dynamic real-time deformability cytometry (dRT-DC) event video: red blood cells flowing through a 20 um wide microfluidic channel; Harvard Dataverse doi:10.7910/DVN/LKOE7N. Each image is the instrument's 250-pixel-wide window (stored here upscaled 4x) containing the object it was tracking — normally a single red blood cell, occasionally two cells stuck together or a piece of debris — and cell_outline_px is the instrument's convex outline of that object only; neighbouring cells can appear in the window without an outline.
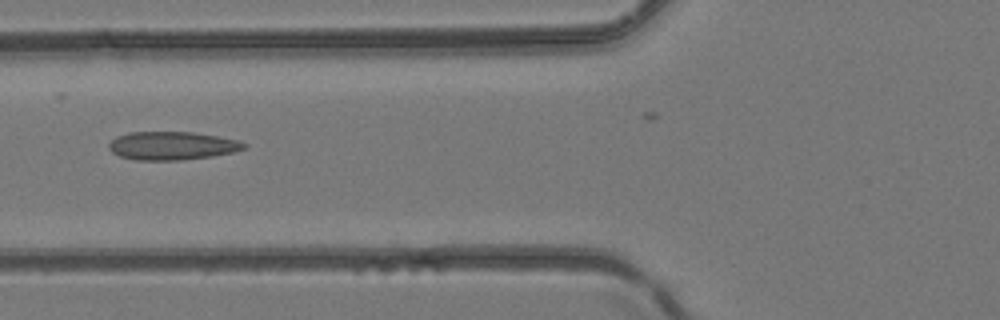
{"species": "common noctule bat (a hibernating species)", "species_latin": "Nyctalus noctula", "temperature_condition": "room temperature", "stored_images_in_passage": 22, "camera_frame_rate_fps": 3000, "um_per_image_px": 0.085, "animal": {"sex": "female", "body_mass_g": 24.6, "forearm_length_mm": 56.2}, "frame": {"image": 1, "passage_image": 17, "time_ms": 5.333, "image_size_px": [1000, 320], "cell_outline_px": [[248, 144], [244, 148], [236, 152], [212, 156], [180, 160], [136, 160], [120, 156], [112, 152], [108, 148], [108, 144], [116, 136], [128, 132], [192, 132], [240, 140]], "centroid_in_image_um": [14.63, 12.38], "position_along_channel_um": 111.2, "area_um2": 22.37}}
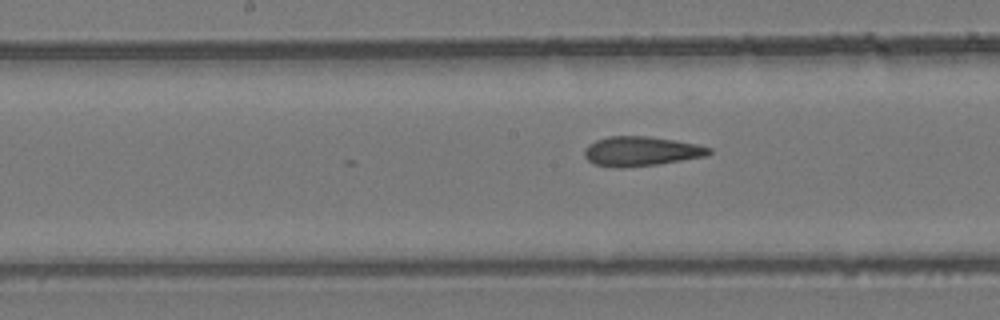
{"frame": {"image": 2, "passage_image": 22, "time_ms": 7.0, "image_size_px": [1000, 320], "cell_outline_px": [[712, 152], [708, 156], [656, 164], [620, 168], [612, 168], [592, 164], [584, 156], [584, 148], [588, 144], [596, 140], [608, 136], [648, 136], [676, 140], [696, 144], [712, 148]], "centroid_in_image_um": [54.46, 12.86], "position_along_channel_um": 193.7, "area_um2": 21.68}}